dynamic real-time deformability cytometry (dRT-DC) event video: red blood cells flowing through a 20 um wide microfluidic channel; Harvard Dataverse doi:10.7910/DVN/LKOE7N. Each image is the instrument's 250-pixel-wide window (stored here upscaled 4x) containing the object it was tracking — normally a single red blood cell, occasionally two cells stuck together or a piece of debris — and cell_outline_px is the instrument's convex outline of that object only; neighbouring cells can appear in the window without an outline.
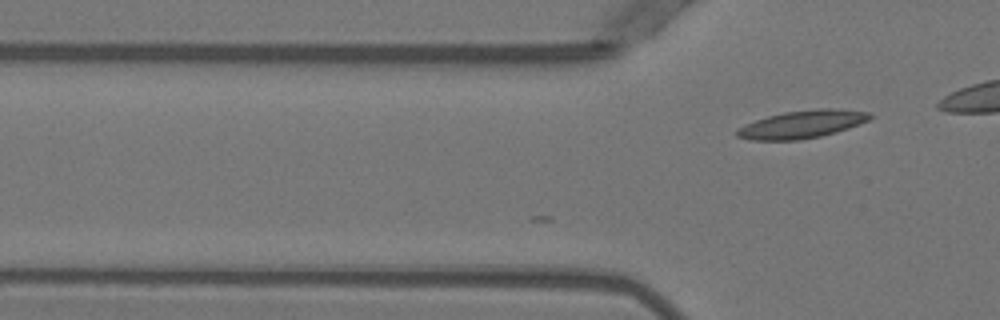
{"species": "Egyptian fruit bat (a non-hibernating species)", "species_latin": "Rousettus aegyptiacus", "temperature_condition": "warm", "stored_images_in_passage": 8, "camera_frame_rate_fps": 3000, "um_per_image_px": 0.085, "animal": {"sex": "female"}, "frame": {"image": 1, "passage_image": 8, "time_ms": 2.333, "image_size_px": [1000, 320], "cell_outline_px": [[872, 116], [868, 120], [860, 124], [836, 132], [820, 136], [796, 140], [748, 140], [736, 136], [736, 128], [744, 124], [768, 116], [784, 112], [816, 108], [832, 108], [872, 112]], "centroid_in_image_um": [68.16, 10.56], "position_along_channel_um": 57.6, "area_um2": 21.62}}